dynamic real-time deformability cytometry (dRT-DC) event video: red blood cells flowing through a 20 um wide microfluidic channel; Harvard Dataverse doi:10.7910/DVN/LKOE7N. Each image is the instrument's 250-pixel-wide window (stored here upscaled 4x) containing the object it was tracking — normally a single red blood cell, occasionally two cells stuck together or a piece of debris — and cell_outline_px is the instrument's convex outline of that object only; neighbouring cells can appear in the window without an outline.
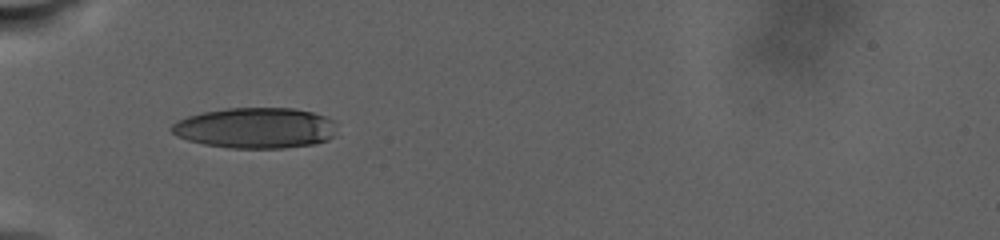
{"species": "human", "species_latin": "Homo sapiens", "temperature_condition": "warm", "stored_images_in_passage": 14, "camera_frame_rate_fps": 3000, "um_per_image_px": 0.085, "donor": {"sex": "male"}, "frame": {"image": 1, "passage_image": 1, "time_ms": 0.0, "image_size_px": [1000, 240], "cell_outline_px": [[332, 136], [328, 140], [316, 144], [284, 148], [228, 148], [204, 144], [188, 140], [176, 136], [168, 128], [176, 120], [188, 116], [204, 112], [228, 108], [296, 108], [312, 112], [324, 116], [332, 120]], "centroid_in_image_um": [21.65, 10.88], "position_along_channel_um": 63.3, "area_um2": 39.13}}
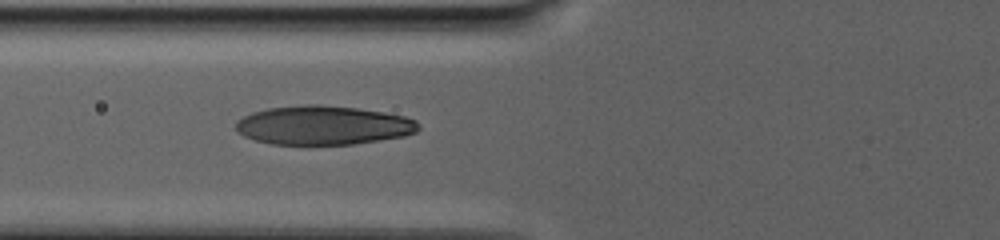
{"frame": {"image": 2, "passage_image": 8, "time_ms": 2.0, "image_size_px": [1000, 240], "cell_outline_px": [[420, 128], [416, 132], [404, 136], [352, 144], [272, 144], [256, 140], [244, 136], [236, 128], [236, 120], [252, 112], [268, 108], [304, 104], [320, 104], [356, 108], [384, 112], [404, 116], [416, 120], [420, 124]], "centroid_in_image_um": [27.49, 10.64], "position_along_channel_um": 98.3, "area_um2": 41.44}}
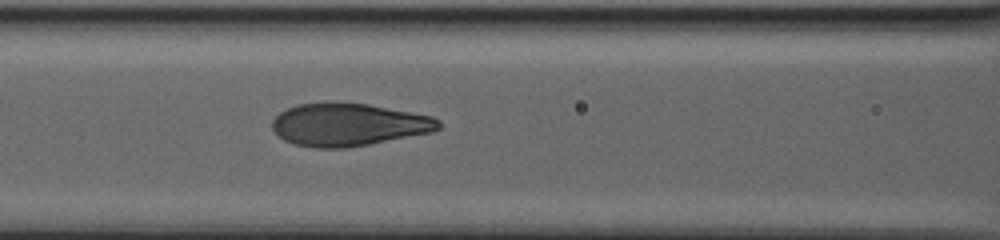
{"frame": {"image": 3, "passage_image": 13, "time_ms": 3.667, "image_size_px": [1000, 240], "cell_outline_px": [[440, 128], [432, 132], [368, 144], [344, 148], [316, 148], [296, 144], [284, 140], [272, 128], [272, 120], [280, 112], [288, 108], [300, 104], [324, 100], [336, 100], [368, 104], [432, 116], [440, 120]], "centroid_in_image_um": [29.6, 10.56], "position_along_channel_um": 137.0, "area_um2": 41.73}}